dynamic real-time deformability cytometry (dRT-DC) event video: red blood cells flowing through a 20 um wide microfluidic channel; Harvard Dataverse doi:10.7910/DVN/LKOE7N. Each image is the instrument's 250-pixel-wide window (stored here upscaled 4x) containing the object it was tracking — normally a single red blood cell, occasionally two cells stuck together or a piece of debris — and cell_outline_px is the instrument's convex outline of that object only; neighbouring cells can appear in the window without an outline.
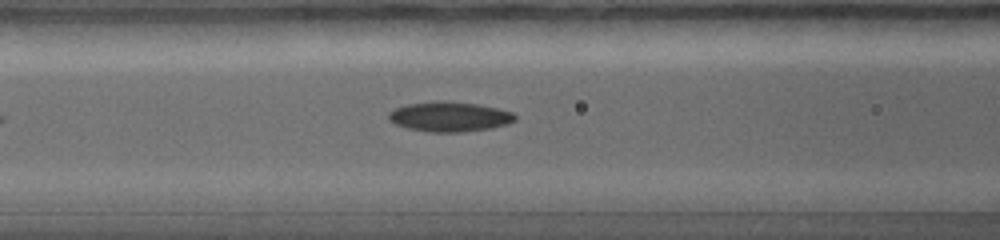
{"species": "common noctule bat (a hibernating species)", "species_latin": "Nyctalus noctula", "temperature_condition": "warm", "stored_images_in_passage": 26, "camera_frame_rate_fps": 5000, "um_per_image_px": 0.085, "animal": {"sex": "female", "body_mass_g": 19.0, "forearm_length_mm": 56.7}, "frame": {"image": 1, "passage_image": 8, "time_ms": 2.2, "image_size_px": [1000, 240], "cell_outline_px": [[516, 120], [508, 124], [492, 128], [460, 132], [428, 132], [408, 128], [396, 124], [388, 120], [388, 112], [396, 108], [408, 104], [436, 100], [448, 100], [476, 104], [496, 108], [512, 112], [516, 116]], "centroid_in_image_um": [38.2, 9.91], "position_along_channel_um": 128.4, "area_um2": 22.14}}
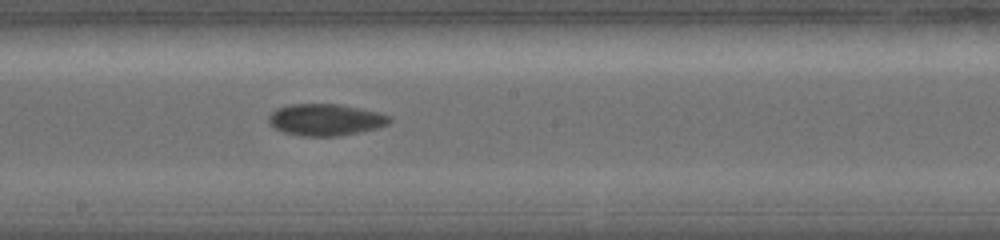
{"frame": {"image": 2, "passage_image": 12, "time_ms": 3.6, "image_size_px": [1000, 240], "cell_outline_px": [[392, 120], [388, 124], [376, 128], [340, 136], [300, 136], [284, 132], [272, 128], [268, 124], [268, 116], [276, 108], [292, 104], [340, 104], [380, 112], [392, 116]], "centroid_in_image_um": [27.66, 10.18], "position_along_channel_um": 220.5, "area_um2": 22.6}}
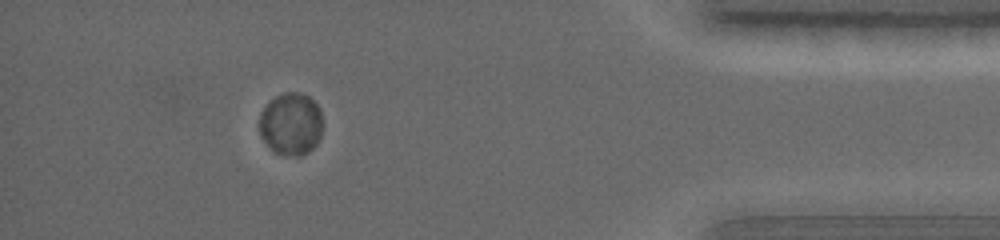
{"frame": {"image": 3, "passage_image": 22, "time_ms": 6.6, "image_size_px": [1000, 240], "cell_outline_px": [[320, 136], [316, 144], [308, 152], [300, 156], [296, 156], [276, 152], [264, 140], [260, 132], [260, 112], [276, 96], [284, 92], [300, 92], [308, 96], [320, 108]], "centroid_in_image_um": [24.73, 10.51], "position_along_channel_um": 410.5, "area_um2": 22.48}}